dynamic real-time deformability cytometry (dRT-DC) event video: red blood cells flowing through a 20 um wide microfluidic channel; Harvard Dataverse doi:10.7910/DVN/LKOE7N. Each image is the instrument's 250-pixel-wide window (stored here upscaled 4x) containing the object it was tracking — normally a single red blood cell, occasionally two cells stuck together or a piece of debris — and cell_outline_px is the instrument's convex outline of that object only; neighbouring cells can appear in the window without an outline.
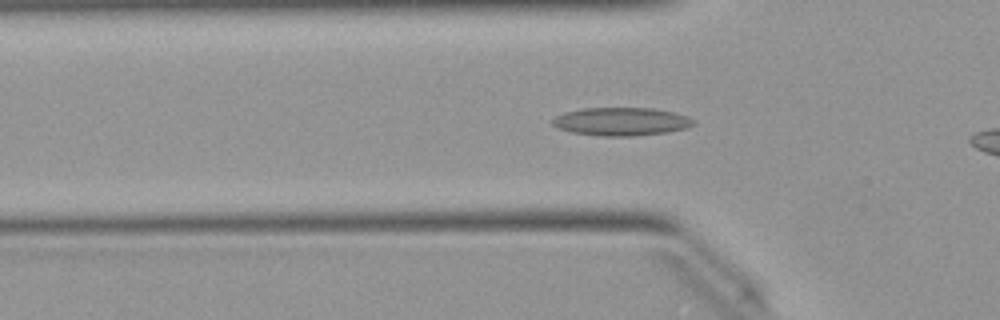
{"species": "Egyptian fruit bat (a non-hibernating species)", "species_latin": "Rousettus aegyptiacus", "temperature_condition": "warm", "stored_images_in_passage": 34, "camera_frame_rate_fps": 3000, "um_per_image_px": 0.085, "animal": {"sex": "female"}, "frame": {"image": 1, "passage_image": 9, "time_ms": 2.667, "image_size_px": [1000, 320], "cell_outline_px": [[696, 124], [688, 128], [668, 132], [632, 136], [600, 136], [572, 132], [560, 128], [552, 124], [552, 120], [556, 116], [564, 112], [580, 108], [652, 108], [676, 112], [688, 116], [696, 120]], "centroid_in_image_um": [52.87, 10.32], "position_along_channel_um": 72.9, "area_um2": 23.35}}
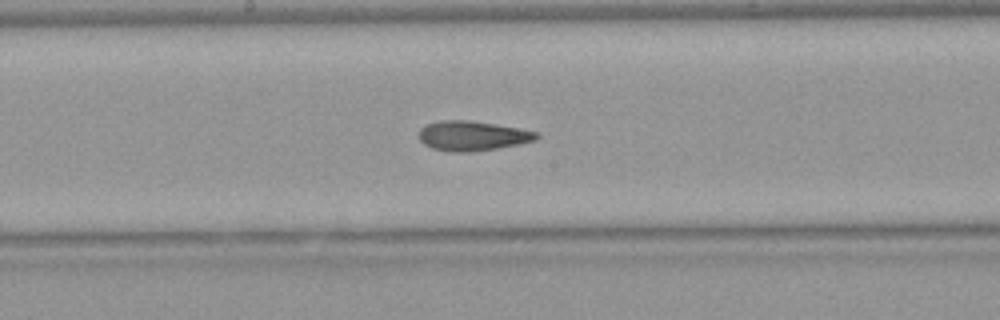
{"frame": {"image": 2, "passage_image": 19, "time_ms": 6.0, "image_size_px": [1000, 320], "cell_outline_px": [[540, 136], [536, 140], [520, 144], [496, 148], [468, 152], [452, 152], [432, 148], [424, 144], [420, 140], [420, 128], [428, 124], [440, 120], [468, 120], [520, 128], [540, 132]], "centroid_in_image_um": [40.19, 11.54], "position_along_channel_um": 208.0, "area_um2": 20.35}}
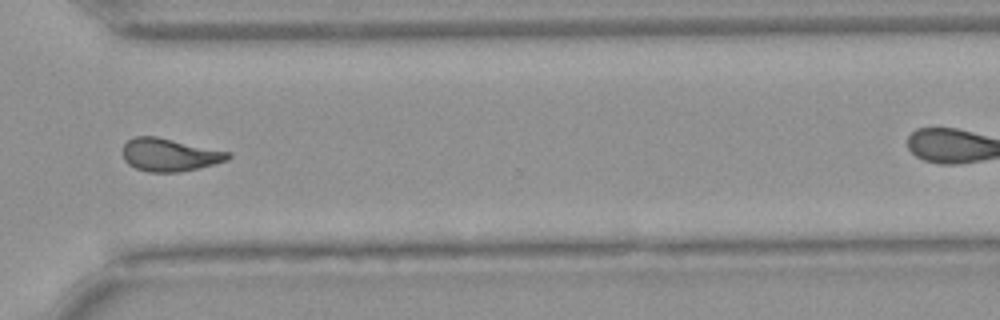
{"frame": {"image": 3, "passage_image": 30, "time_ms": 9.667, "image_size_px": [1000, 320], "cell_outline_px": [[232, 156], [228, 160], [180, 172], [148, 172], [136, 168], [128, 164], [124, 160], [124, 144], [128, 140], [136, 136], [156, 136], [232, 152]], "centroid_in_image_um": [14.43, 13.15], "position_along_channel_um": 356.2, "area_um2": 20.11}}